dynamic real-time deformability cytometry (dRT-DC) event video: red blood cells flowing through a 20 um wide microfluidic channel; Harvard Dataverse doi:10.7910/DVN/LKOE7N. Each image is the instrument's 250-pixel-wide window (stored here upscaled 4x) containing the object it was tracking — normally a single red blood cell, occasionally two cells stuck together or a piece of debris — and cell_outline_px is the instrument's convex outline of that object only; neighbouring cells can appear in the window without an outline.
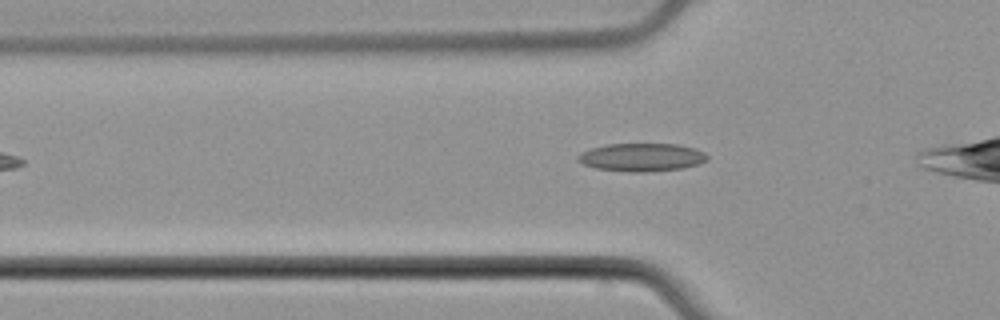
{"species": "common noctule bat (a hibernating species)", "species_latin": "Nyctalus noctula", "temperature_condition": "cold", "stored_images_in_passage": 32, "camera_frame_rate_fps": 3000, "um_per_image_px": 0.085, "animal": {"sex": "male", "body_mass_g": 21.5, "forearm_length_mm": 52.0}, "frame": {"image": 1, "passage_image": 5, "time_ms": 1.333, "image_size_px": [1000, 320], "cell_outline_px": [[708, 160], [700, 164], [680, 168], [652, 172], [628, 172], [596, 168], [580, 164], [576, 160], [576, 156], [580, 152], [592, 148], [608, 144], [676, 144], [692, 148], [704, 152], [708, 156]], "centroid_in_image_um": [54.5, 13.38], "position_along_channel_um": 71.3, "area_um2": 21.33}}
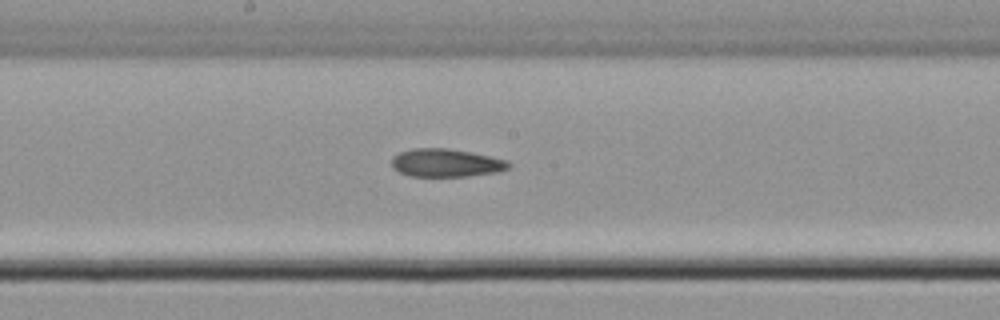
{"frame": {"image": 2, "passage_image": 16, "time_ms": 5.0, "image_size_px": [1000, 320], "cell_outline_px": [[512, 164], [508, 168], [496, 172], [468, 176], [412, 176], [400, 172], [392, 168], [392, 156], [400, 152], [412, 148], [448, 148], [472, 152], [508, 160]], "centroid_in_image_um": [37.91, 13.83], "position_along_channel_um": 210.3, "area_um2": 19.19}}
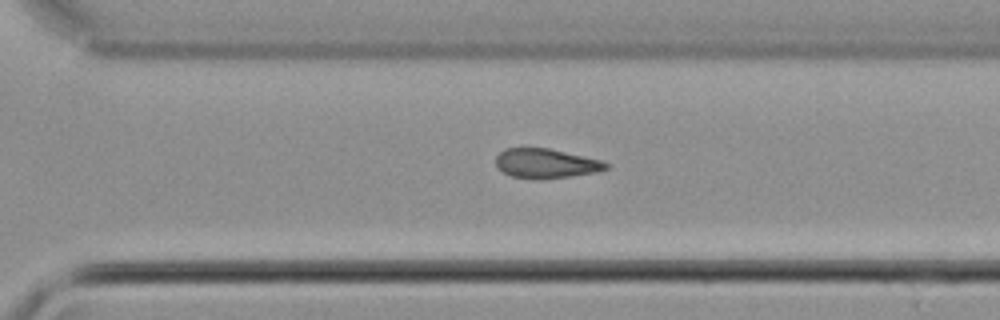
{"frame": {"image": 3, "passage_image": 25, "time_ms": 8.0, "image_size_px": [1000, 320], "cell_outline_px": [[608, 168], [596, 172], [572, 176], [540, 180], [536, 180], [512, 176], [504, 172], [496, 164], [496, 156], [504, 148], [548, 148], [600, 160], [608, 164]], "centroid_in_image_um": [46.38, 13.9], "position_along_channel_um": 324.2, "area_um2": 18.84}}